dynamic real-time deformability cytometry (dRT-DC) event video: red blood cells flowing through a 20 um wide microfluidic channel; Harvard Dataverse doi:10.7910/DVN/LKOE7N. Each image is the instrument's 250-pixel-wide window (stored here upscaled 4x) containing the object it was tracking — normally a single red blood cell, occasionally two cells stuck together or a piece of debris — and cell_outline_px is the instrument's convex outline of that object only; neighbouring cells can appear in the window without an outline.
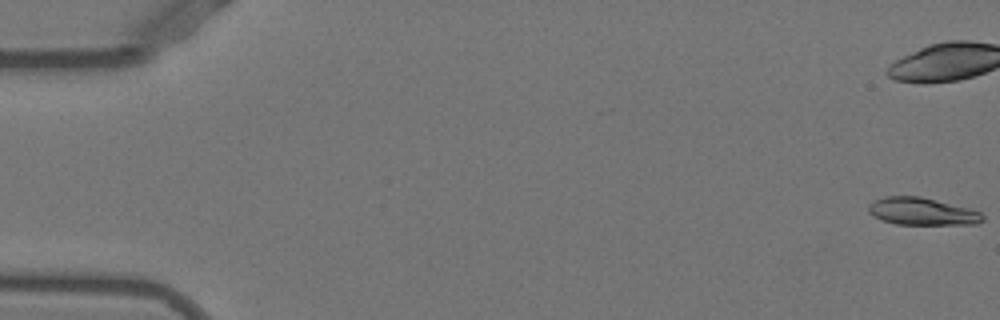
{"species": "Egyptian fruit bat (a non-hibernating species)", "species_latin": "Rousettus aegyptiacus", "temperature_condition": "warm", "stored_images_in_passage": 46, "camera_frame_rate_fps": 3000, "um_per_image_px": 0.085, "animal": {"sex": "female"}, "frame": {"image": 1, "passage_image": 1, "time_ms": 0.0, "image_size_px": [1000, 320], "cell_outline_px": [[984, 220], [976, 224], [896, 224], [872, 216], [868, 212], [868, 204], [884, 196], [920, 196], [968, 208], [980, 212], [984, 216]], "centroid_in_image_um": [78.35, 17.97], "position_along_channel_um": 6.6, "area_um2": 18.09}}
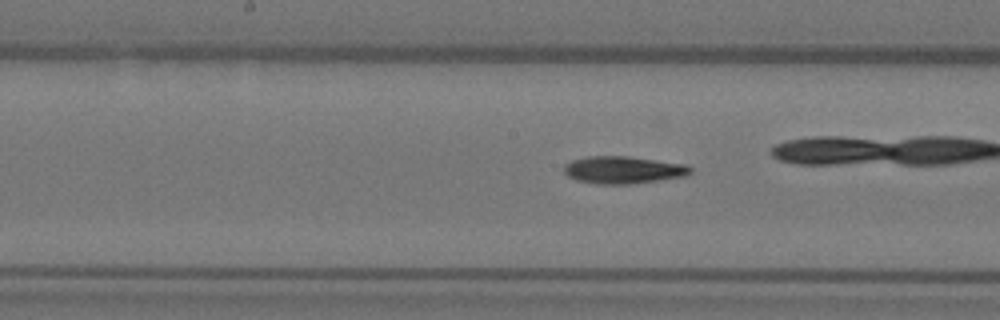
{"frame": {"image": 2, "passage_image": 27, "time_ms": 8.667, "image_size_px": [1000, 320], "cell_outline_px": [[692, 172], [688, 176], [632, 184], [596, 184], [576, 180], [568, 176], [564, 172], [564, 164], [572, 160], [588, 156], [628, 156], [688, 164], [692, 168]], "centroid_in_image_um": [53.01, 14.44], "position_along_channel_um": 195.2, "area_um2": 20.46}}